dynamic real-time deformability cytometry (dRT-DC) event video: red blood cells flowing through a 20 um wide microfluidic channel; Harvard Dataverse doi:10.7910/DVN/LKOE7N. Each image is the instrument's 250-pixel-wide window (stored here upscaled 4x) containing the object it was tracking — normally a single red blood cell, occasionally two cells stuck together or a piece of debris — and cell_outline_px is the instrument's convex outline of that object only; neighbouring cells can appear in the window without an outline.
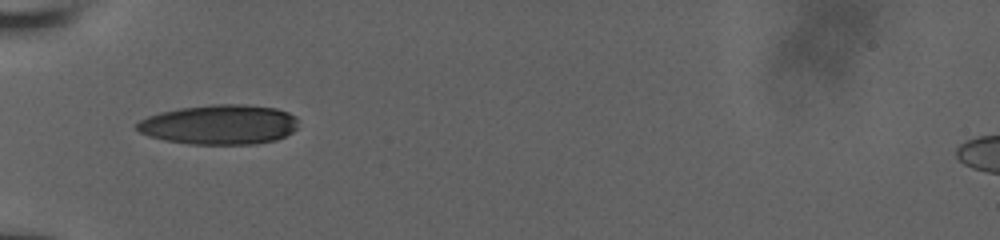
{"species": "human", "species_latin": "Homo sapiens", "temperature_condition": "room temperature", "stored_images_in_passage": 64, "camera_frame_rate_fps": 3000, "um_per_image_px": 0.085, "donor": {"sex": "male"}, "frame": {"image": 1, "passage_image": 1, "time_ms": 0.0, "image_size_px": [1000, 240], "cell_outline_px": [[296, 128], [292, 132], [276, 140], [256, 144], [188, 144], [164, 140], [148, 136], [140, 132], [136, 128], [136, 124], [140, 120], [148, 116], [160, 112], [180, 108], [212, 104], [244, 104], [276, 108], [288, 112], [296, 116]], "centroid_in_image_um": [18.64, 10.59], "position_along_channel_um": 66.4, "area_um2": 37.51}}
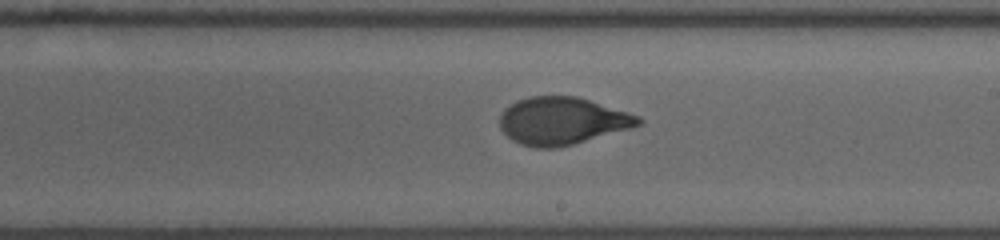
{"frame": {"image": 2, "passage_image": 34, "time_ms": 4.667, "image_size_px": [1000, 240], "cell_outline_px": [[644, 120], [640, 124], [632, 128], [572, 144], [556, 148], [536, 148], [520, 144], [512, 140], [500, 128], [500, 116], [504, 108], [516, 100], [532, 96], [576, 96], [628, 112], [640, 116]], "centroid_in_image_um": [47.77, 10.27], "position_along_channel_um": 241.2, "area_um2": 38.26}}
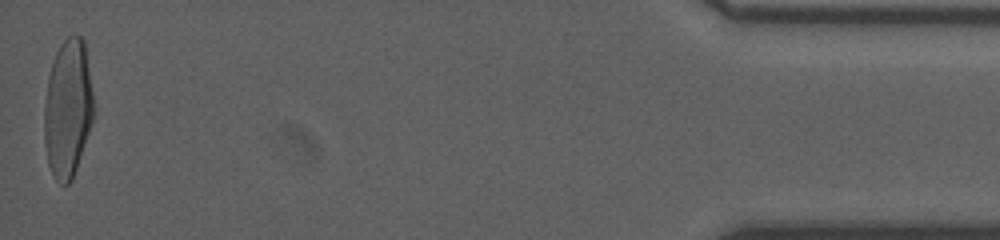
{"frame": {"image": 3, "passage_image": 64, "time_ms": 11.667, "image_size_px": [1000, 240], "cell_outline_px": [[96, 112], [72, 180], [68, 184], [60, 184], [56, 180], [48, 164], [44, 140], [44, 104], [48, 76], [56, 52], [60, 44], [68, 36], [80, 36], [84, 40], [96, 108]], "centroid_in_image_um": [5.78, 9.22], "position_along_channel_um": 429.4, "area_um2": 40.17}, "authors_computed_cell_mechanics": {"area_um2": 38.3214, "velocity_mm_per_s": 3.8738, "shape_relaxation_time_tau1_ms": 4.6476, "shape_relaxation_time_tau2_ms": null, "deformation_change_tau1": 0.2237, "deformation_change_tau2": null}}